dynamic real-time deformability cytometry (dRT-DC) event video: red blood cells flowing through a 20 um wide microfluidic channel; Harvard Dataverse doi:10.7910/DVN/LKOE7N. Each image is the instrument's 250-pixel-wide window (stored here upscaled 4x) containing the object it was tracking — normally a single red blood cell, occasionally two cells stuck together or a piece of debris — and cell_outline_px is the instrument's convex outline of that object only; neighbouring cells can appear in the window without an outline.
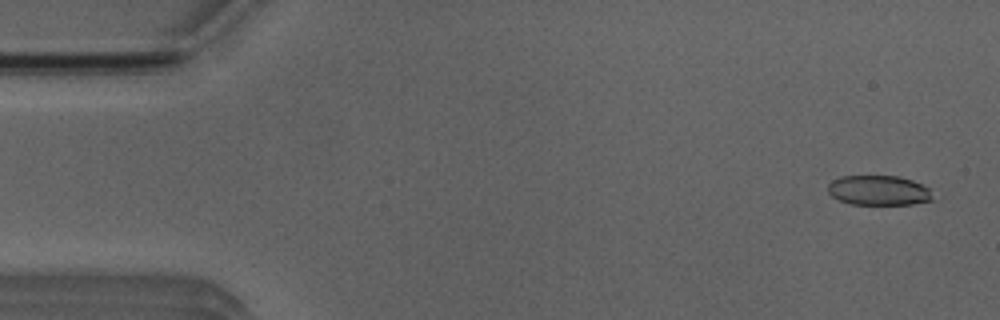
{"species": "Egyptian fruit bat (a non-hibernating species)", "species_latin": "Rousettus aegyptiacus", "temperature_condition": "room temperature", "stored_images_in_passage": 6, "camera_frame_rate_fps": 3000, "um_per_image_px": 0.085, "animal": {"sex": "male"}, "frame": {"image": 1, "passage_image": 1, "time_ms": 0.0, "image_size_px": [1000, 320], "cell_outline_px": [[932, 200], [912, 204], [852, 204], [840, 200], [832, 196], [828, 192], [828, 184], [832, 180], [840, 176], [900, 176], [912, 180], [928, 188], [932, 196]], "centroid_in_image_um": [74.66, 16.17], "position_along_channel_um": 10.3, "area_um2": 18.09}}